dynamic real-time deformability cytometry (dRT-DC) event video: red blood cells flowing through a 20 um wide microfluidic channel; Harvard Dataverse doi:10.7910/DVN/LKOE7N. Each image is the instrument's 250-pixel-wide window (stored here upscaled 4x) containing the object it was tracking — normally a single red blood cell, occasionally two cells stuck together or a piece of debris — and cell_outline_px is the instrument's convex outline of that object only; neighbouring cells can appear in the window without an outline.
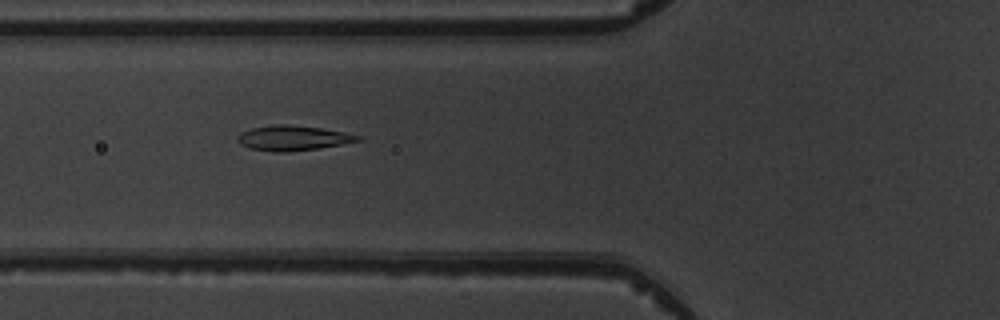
{"species": "common noctule bat (a hibernating species)", "species_latin": "Nyctalus noctula", "temperature_condition": "warm", "stored_images_in_passage": 10, "camera_frame_rate_fps": 3000, "um_per_image_px": 0.085, "animal": {"sex": "male", "body_mass_g": 19.5, "forearm_length_mm": 54.6}, "frame": {"image": 1, "passage_image": 5, "time_ms": 5.333, "image_size_px": [1000, 320], "cell_outline_px": [[360, 140], [320, 148], [288, 152], [272, 152], [248, 148], [240, 144], [236, 140], [236, 136], [240, 132], [252, 128], [272, 124], [288, 124], [320, 128], [344, 132], [360, 136]], "centroid_in_image_um": [24.81, 11.73], "position_along_channel_um": 101.0, "area_um2": 17.57}}
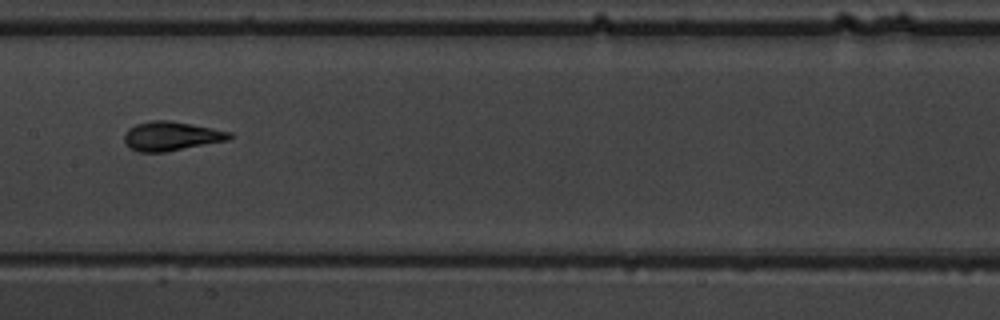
{"frame": {"image": 2, "passage_image": 7, "time_ms": 7.667, "image_size_px": [1000, 320], "cell_outline_px": [[232, 136], [228, 140], [164, 152], [140, 152], [132, 148], [124, 140], [124, 132], [128, 128], [136, 124], [152, 120], [168, 120], [192, 124], [232, 132]], "centroid_in_image_um": [14.55, 11.56], "position_along_channel_um": 192.9, "area_um2": 17.69}}
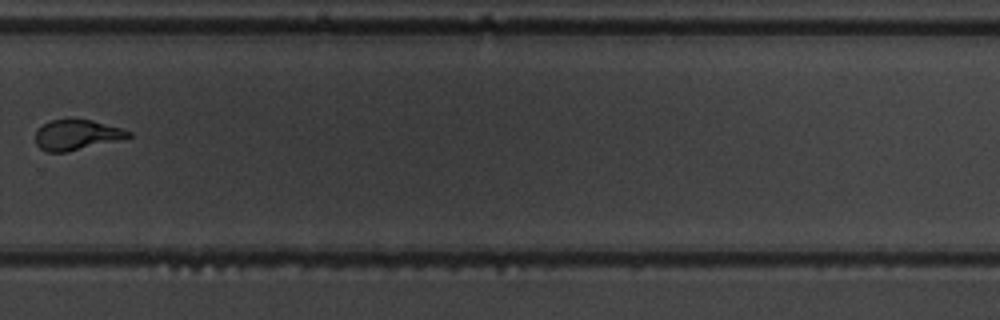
{"frame": {"image": 3, "passage_image": 10, "time_ms": 11.0, "image_size_px": [1000, 320], "cell_outline_px": [[132, 136], [68, 152], [48, 152], [40, 148], [36, 144], [36, 132], [44, 124], [52, 120], [92, 120], [124, 128], [132, 132]], "centroid_in_image_um": [6.54, 11.47], "position_along_channel_um": 323.3, "area_um2": 16.13}}